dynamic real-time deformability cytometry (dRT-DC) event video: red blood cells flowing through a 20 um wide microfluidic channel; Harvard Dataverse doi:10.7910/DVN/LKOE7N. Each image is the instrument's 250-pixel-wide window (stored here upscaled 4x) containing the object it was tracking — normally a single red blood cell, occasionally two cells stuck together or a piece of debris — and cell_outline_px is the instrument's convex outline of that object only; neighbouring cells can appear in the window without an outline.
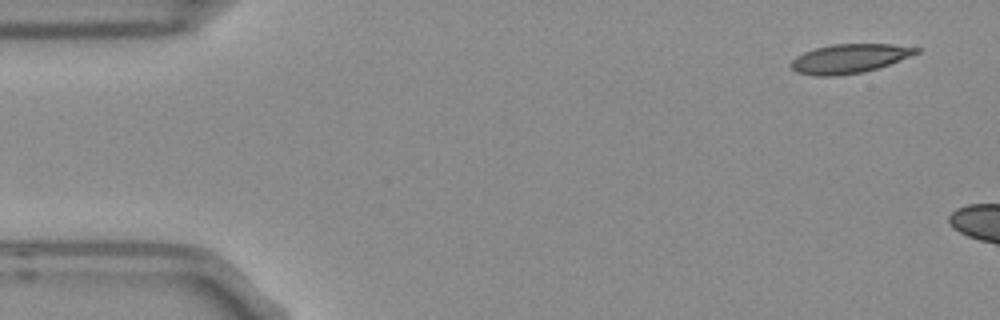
{"species": "Egyptian fruit bat (a non-hibernating species)", "species_latin": "Rousettus aegyptiacus", "temperature_condition": "room temperature", "stored_images_in_passage": 2, "camera_frame_rate_fps": 3000, "um_per_image_px": 0.085, "frame": {"image": 1, "passage_image": 1, "time_ms": 0.0, "image_size_px": [1000, 320], "cell_outline_px": [[920, 52], [888, 64], [864, 72], [832, 76], [816, 76], [796, 72], [788, 64], [796, 56], [804, 52], [816, 48], [832, 44], [892, 44], [920, 48]], "centroid_in_image_um": [72.16, 4.98], "position_along_channel_um": 12.8, "area_um2": 21.1}}